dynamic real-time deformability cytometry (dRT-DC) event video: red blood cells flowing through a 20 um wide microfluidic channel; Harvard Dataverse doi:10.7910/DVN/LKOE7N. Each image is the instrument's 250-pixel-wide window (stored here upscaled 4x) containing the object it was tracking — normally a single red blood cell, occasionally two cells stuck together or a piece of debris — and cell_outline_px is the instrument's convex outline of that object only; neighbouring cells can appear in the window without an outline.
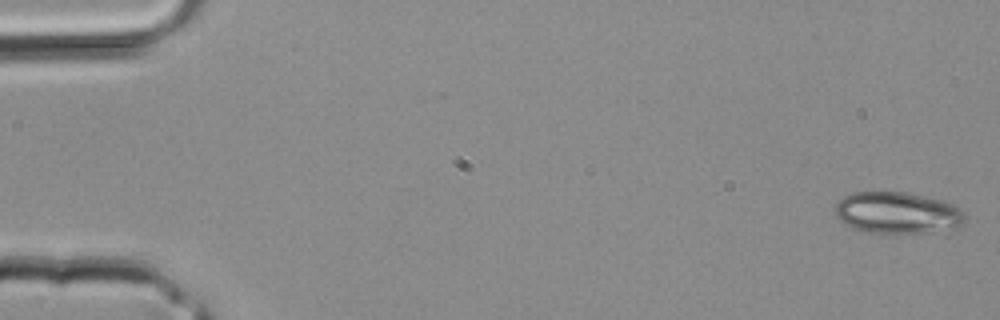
{"species": "common noctule bat (a hibernating species)", "species_latin": "Nyctalus noctula", "temperature_condition": "room temperature", "stored_images_in_passage": 37, "camera_frame_rate_fps": 3000, "um_per_image_px": 0.085, "animal": {"sex": "male", "body_mass_g": 20.4}, "frame": {"image": 1, "passage_image": 1, "time_ms": 0.0, "image_size_px": [1000, 320], "cell_outline_px": [[964, 220], [960, 224], [952, 228], [924, 232], [868, 232], [852, 228], [840, 220], [836, 216], [836, 204], [844, 196], [852, 192], [908, 192], [940, 200], [952, 204], [960, 208], [964, 216]], "centroid_in_image_um": [76.24, 18.07], "position_along_channel_um": 8.8, "area_um2": 30.87}}
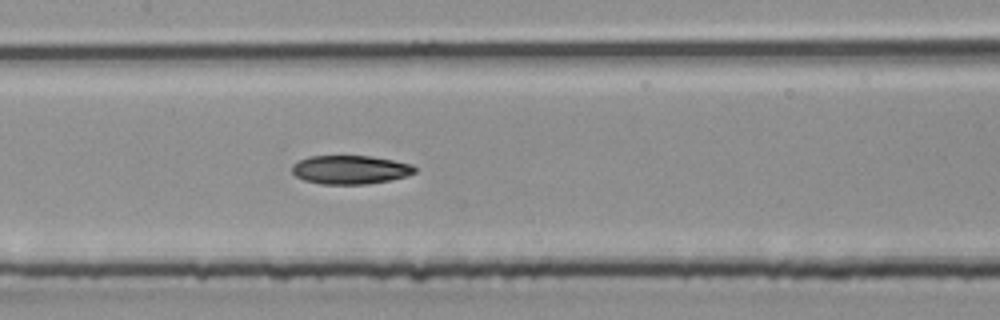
{"frame": {"image": 2, "passage_image": 19, "time_ms": 6.0, "image_size_px": [1000, 320], "cell_outline_px": [[416, 172], [404, 176], [388, 180], [364, 184], [320, 184], [304, 180], [296, 176], [292, 172], [292, 164], [308, 156], [372, 156], [412, 164], [416, 168]], "centroid_in_image_um": [29.74, 14.42], "position_along_channel_um": 177.7, "area_um2": 20.4}}
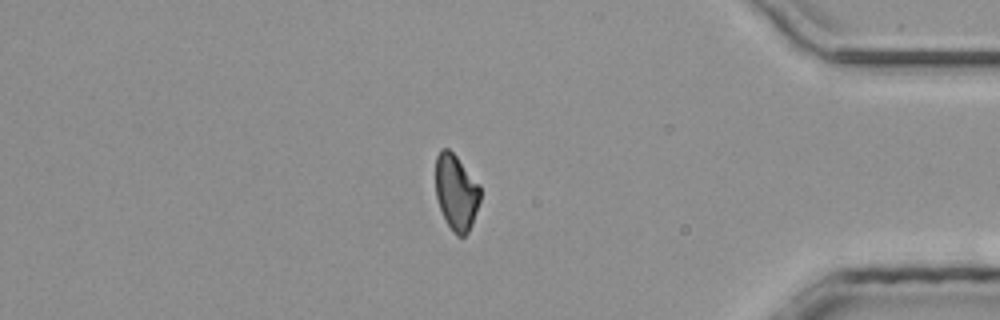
{"frame": {"image": 3, "passage_image": 33, "time_ms": 10.667, "image_size_px": [1000, 320], "cell_outline_px": [[480, 200], [472, 224], [468, 232], [464, 236], [456, 236], [452, 232], [440, 208], [436, 196], [436, 156], [440, 148], [448, 148], [456, 156], [480, 184]], "centroid_in_image_um": [38.78, 16.33], "position_along_channel_um": 396.4, "area_um2": 19.71}}